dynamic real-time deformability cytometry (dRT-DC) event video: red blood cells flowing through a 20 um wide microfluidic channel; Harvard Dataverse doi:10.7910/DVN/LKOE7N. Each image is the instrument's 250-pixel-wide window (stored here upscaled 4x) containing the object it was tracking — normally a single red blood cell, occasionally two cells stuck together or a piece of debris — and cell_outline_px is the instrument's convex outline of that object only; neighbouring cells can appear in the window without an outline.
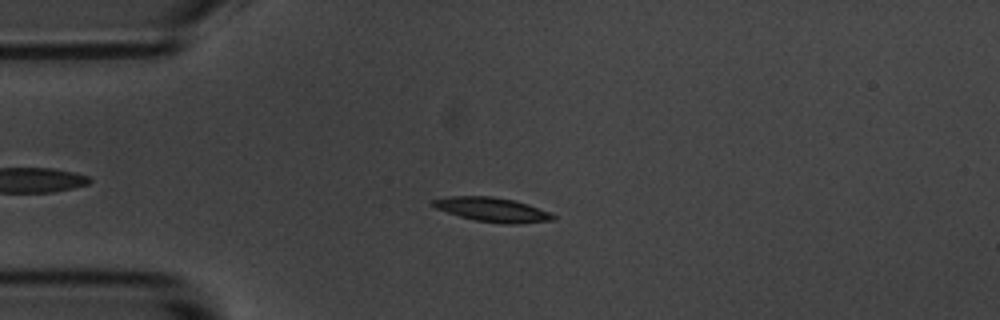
{"species": "common noctule bat (a hibernating species)", "species_latin": "Nyctalus noctula", "temperature_condition": "room temperature", "stored_images_in_passage": 6, "camera_frame_rate_fps": 3000, "um_per_image_px": 0.085, "animal": {"sex": "male", "body_mass_g": 20.1, "forearm_length_mm": 53.5}, "frame": {"image": 1, "passage_image": 5, "time_ms": 4.333, "image_size_px": [1000, 320], "cell_outline_px": [[556, 220], [520, 224], [504, 224], [476, 220], [460, 216], [436, 208], [428, 204], [428, 200], [448, 196], [492, 196], [512, 200], [528, 204], [548, 212], [556, 216]], "centroid_in_image_um": [41.81, 17.81], "position_along_channel_um": 43.2, "area_um2": 17.11}}